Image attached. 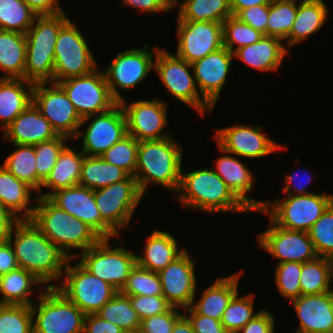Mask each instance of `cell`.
I'll return each instance as SVG.
<instances>
[{
    "mask_svg": "<svg viewBox=\"0 0 333 333\" xmlns=\"http://www.w3.org/2000/svg\"><path fill=\"white\" fill-rule=\"evenodd\" d=\"M7 240L13 248L19 268L34 274L43 283L62 277L63 269L70 258L53 244L31 219L17 220Z\"/></svg>",
    "mask_w": 333,
    "mask_h": 333,
    "instance_id": "obj_1",
    "label": "cell"
},
{
    "mask_svg": "<svg viewBox=\"0 0 333 333\" xmlns=\"http://www.w3.org/2000/svg\"><path fill=\"white\" fill-rule=\"evenodd\" d=\"M35 201L38 204L34 208L32 222L68 258L78 255L71 254V249L84 252L102 239L90 226L59 208L48 197H38Z\"/></svg>",
    "mask_w": 333,
    "mask_h": 333,
    "instance_id": "obj_2",
    "label": "cell"
},
{
    "mask_svg": "<svg viewBox=\"0 0 333 333\" xmlns=\"http://www.w3.org/2000/svg\"><path fill=\"white\" fill-rule=\"evenodd\" d=\"M182 148L172 137L139 141L134 177L143 195L151 183L178 191L183 171Z\"/></svg>",
    "mask_w": 333,
    "mask_h": 333,
    "instance_id": "obj_3",
    "label": "cell"
},
{
    "mask_svg": "<svg viewBox=\"0 0 333 333\" xmlns=\"http://www.w3.org/2000/svg\"><path fill=\"white\" fill-rule=\"evenodd\" d=\"M183 207L213 212L251 211L226 185V183L209 168L189 173L181 172V180L177 193Z\"/></svg>",
    "mask_w": 333,
    "mask_h": 333,
    "instance_id": "obj_4",
    "label": "cell"
},
{
    "mask_svg": "<svg viewBox=\"0 0 333 333\" xmlns=\"http://www.w3.org/2000/svg\"><path fill=\"white\" fill-rule=\"evenodd\" d=\"M69 18L65 12L37 16L26 36L25 80L54 82V49L61 26Z\"/></svg>",
    "mask_w": 333,
    "mask_h": 333,
    "instance_id": "obj_5",
    "label": "cell"
},
{
    "mask_svg": "<svg viewBox=\"0 0 333 333\" xmlns=\"http://www.w3.org/2000/svg\"><path fill=\"white\" fill-rule=\"evenodd\" d=\"M31 305L33 333H83L85 314L55 287H46Z\"/></svg>",
    "mask_w": 333,
    "mask_h": 333,
    "instance_id": "obj_6",
    "label": "cell"
},
{
    "mask_svg": "<svg viewBox=\"0 0 333 333\" xmlns=\"http://www.w3.org/2000/svg\"><path fill=\"white\" fill-rule=\"evenodd\" d=\"M333 203V195L309 193L305 195H287L283 201L265 203L259 212L269 214L278 226L291 230L309 232L312 225Z\"/></svg>",
    "mask_w": 333,
    "mask_h": 333,
    "instance_id": "obj_7",
    "label": "cell"
},
{
    "mask_svg": "<svg viewBox=\"0 0 333 333\" xmlns=\"http://www.w3.org/2000/svg\"><path fill=\"white\" fill-rule=\"evenodd\" d=\"M70 260L64 269L65 279L61 280L64 282L59 285L50 283L47 287H55L85 315L96 314L119 291L87 271L79 262L69 265Z\"/></svg>",
    "mask_w": 333,
    "mask_h": 333,
    "instance_id": "obj_8",
    "label": "cell"
},
{
    "mask_svg": "<svg viewBox=\"0 0 333 333\" xmlns=\"http://www.w3.org/2000/svg\"><path fill=\"white\" fill-rule=\"evenodd\" d=\"M97 68L88 43L70 19L60 28L54 49V83L91 73Z\"/></svg>",
    "mask_w": 333,
    "mask_h": 333,
    "instance_id": "obj_9",
    "label": "cell"
},
{
    "mask_svg": "<svg viewBox=\"0 0 333 333\" xmlns=\"http://www.w3.org/2000/svg\"><path fill=\"white\" fill-rule=\"evenodd\" d=\"M154 59V70L172 96L182 103L194 107L203 116L206 110L207 112L212 111L213 107L200 95L195 77L194 75L192 77L189 72L193 70L190 63L161 48Z\"/></svg>",
    "mask_w": 333,
    "mask_h": 333,
    "instance_id": "obj_10",
    "label": "cell"
},
{
    "mask_svg": "<svg viewBox=\"0 0 333 333\" xmlns=\"http://www.w3.org/2000/svg\"><path fill=\"white\" fill-rule=\"evenodd\" d=\"M112 248L109 238H102L95 246L81 253L79 263L87 271L121 291L137 264L136 254L122 246Z\"/></svg>",
    "mask_w": 333,
    "mask_h": 333,
    "instance_id": "obj_11",
    "label": "cell"
},
{
    "mask_svg": "<svg viewBox=\"0 0 333 333\" xmlns=\"http://www.w3.org/2000/svg\"><path fill=\"white\" fill-rule=\"evenodd\" d=\"M94 198L101 219L117 234L126 227L132 214L143 198L134 176L94 190Z\"/></svg>",
    "mask_w": 333,
    "mask_h": 333,
    "instance_id": "obj_12",
    "label": "cell"
},
{
    "mask_svg": "<svg viewBox=\"0 0 333 333\" xmlns=\"http://www.w3.org/2000/svg\"><path fill=\"white\" fill-rule=\"evenodd\" d=\"M58 84L64 89L79 116L85 117L110 110L118 102L112 97L103 70L70 77Z\"/></svg>",
    "mask_w": 333,
    "mask_h": 333,
    "instance_id": "obj_13",
    "label": "cell"
},
{
    "mask_svg": "<svg viewBox=\"0 0 333 333\" xmlns=\"http://www.w3.org/2000/svg\"><path fill=\"white\" fill-rule=\"evenodd\" d=\"M50 84L49 88L46 82L34 83L32 102L58 135L76 138L82 118L64 89L58 83Z\"/></svg>",
    "mask_w": 333,
    "mask_h": 333,
    "instance_id": "obj_14",
    "label": "cell"
},
{
    "mask_svg": "<svg viewBox=\"0 0 333 333\" xmlns=\"http://www.w3.org/2000/svg\"><path fill=\"white\" fill-rule=\"evenodd\" d=\"M147 48L148 43H145L142 49L125 50L114 58L108 68H104L103 73L110 93L118 103L124 98L117 88L129 90L136 87L146 78L151 69H154L153 57H156L160 48H155L153 52L148 51Z\"/></svg>",
    "mask_w": 333,
    "mask_h": 333,
    "instance_id": "obj_15",
    "label": "cell"
},
{
    "mask_svg": "<svg viewBox=\"0 0 333 333\" xmlns=\"http://www.w3.org/2000/svg\"><path fill=\"white\" fill-rule=\"evenodd\" d=\"M92 116L94 119L84 131L85 133L79 130L76 138L84 134L81 151L86 156H101L127 135L126 118L120 103H117L106 112L83 118L80 127Z\"/></svg>",
    "mask_w": 333,
    "mask_h": 333,
    "instance_id": "obj_16",
    "label": "cell"
},
{
    "mask_svg": "<svg viewBox=\"0 0 333 333\" xmlns=\"http://www.w3.org/2000/svg\"><path fill=\"white\" fill-rule=\"evenodd\" d=\"M176 56L192 64L223 47L222 23L177 21Z\"/></svg>",
    "mask_w": 333,
    "mask_h": 333,
    "instance_id": "obj_17",
    "label": "cell"
},
{
    "mask_svg": "<svg viewBox=\"0 0 333 333\" xmlns=\"http://www.w3.org/2000/svg\"><path fill=\"white\" fill-rule=\"evenodd\" d=\"M269 228L258 235L259 245L279 263L315 260L318 255L308 232L291 231L276 225L271 219Z\"/></svg>",
    "mask_w": 333,
    "mask_h": 333,
    "instance_id": "obj_18",
    "label": "cell"
},
{
    "mask_svg": "<svg viewBox=\"0 0 333 333\" xmlns=\"http://www.w3.org/2000/svg\"><path fill=\"white\" fill-rule=\"evenodd\" d=\"M55 205L90 226L101 238L118 236L102 219L94 198V190L82 185L42 193Z\"/></svg>",
    "mask_w": 333,
    "mask_h": 333,
    "instance_id": "obj_19",
    "label": "cell"
},
{
    "mask_svg": "<svg viewBox=\"0 0 333 333\" xmlns=\"http://www.w3.org/2000/svg\"><path fill=\"white\" fill-rule=\"evenodd\" d=\"M126 118L127 134L138 141L160 140L171 137L161 133L167 126V104L159 99L133 101L129 106L119 102Z\"/></svg>",
    "mask_w": 333,
    "mask_h": 333,
    "instance_id": "obj_20",
    "label": "cell"
},
{
    "mask_svg": "<svg viewBox=\"0 0 333 333\" xmlns=\"http://www.w3.org/2000/svg\"><path fill=\"white\" fill-rule=\"evenodd\" d=\"M261 130L259 125L255 127L234 125L217 130L215 138L222 153L249 159L261 158L285 148L266 137Z\"/></svg>",
    "mask_w": 333,
    "mask_h": 333,
    "instance_id": "obj_21",
    "label": "cell"
},
{
    "mask_svg": "<svg viewBox=\"0 0 333 333\" xmlns=\"http://www.w3.org/2000/svg\"><path fill=\"white\" fill-rule=\"evenodd\" d=\"M194 267L185 250L158 273L162 295L172 307L186 309L194 302L197 284Z\"/></svg>",
    "mask_w": 333,
    "mask_h": 333,
    "instance_id": "obj_22",
    "label": "cell"
},
{
    "mask_svg": "<svg viewBox=\"0 0 333 333\" xmlns=\"http://www.w3.org/2000/svg\"><path fill=\"white\" fill-rule=\"evenodd\" d=\"M233 58V53L222 47L191 64L199 92L213 108L229 76Z\"/></svg>",
    "mask_w": 333,
    "mask_h": 333,
    "instance_id": "obj_23",
    "label": "cell"
},
{
    "mask_svg": "<svg viewBox=\"0 0 333 333\" xmlns=\"http://www.w3.org/2000/svg\"><path fill=\"white\" fill-rule=\"evenodd\" d=\"M299 323L295 333H333V296L329 292L291 300Z\"/></svg>",
    "mask_w": 333,
    "mask_h": 333,
    "instance_id": "obj_24",
    "label": "cell"
},
{
    "mask_svg": "<svg viewBox=\"0 0 333 333\" xmlns=\"http://www.w3.org/2000/svg\"><path fill=\"white\" fill-rule=\"evenodd\" d=\"M4 133V139L23 145H36L59 136L33 102L15 118Z\"/></svg>",
    "mask_w": 333,
    "mask_h": 333,
    "instance_id": "obj_25",
    "label": "cell"
},
{
    "mask_svg": "<svg viewBox=\"0 0 333 333\" xmlns=\"http://www.w3.org/2000/svg\"><path fill=\"white\" fill-rule=\"evenodd\" d=\"M215 173L226 183L232 192L245 204L251 211L261 210L266 202H259L246 195L252 190L254 176L252 172L232 156H220L216 163Z\"/></svg>",
    "mask_w": 333,
    "mask_h": 333,
    "instance_id": "obj_26",
    "label": "cell"
},
{
    "mask_svg": "<svg viewBox=\"0 0 333 333\" xmlns=\"http://www.w3.org/2000/svg\"><path fill=\"white\" fill-rule=\"evenodd\" d=\"M287 53L288 50L282 45L281 39L263 36L257 43L235 50L233 56L244 61L249 67L263 72L277 70Z\"/></svg>",
    "mask_w": 333,
    "mask_h": 333,
    "instance_id": "obj_27",
    "label": "cell"
},
{
    "mask_svg": "<svg viewBox=\"0 0 333 333\" xmlns=\"http://www.w3.org/2000/svg\"><path fill=\"white\" fill-rule=\"evenodd\" d=\"M243 271L219 277L210 287L203 291L200 300L191 304V308L200 315L221 320L222 314L232 298L238 293V281Z\"/></svg>",
    "mask_w": 333,
    "mask_h": 333,
    "instance_id": "obj_28",
    "label": "cell"
},
{
    "mask_svg": "<svg viewBox=\"0 0 333 333\" xmlns=\"http://www.w3.org/2000/svg\"><path fill=\"white\" fill-rule=\"evenodd\" d=\"M33 86L34 83L25 79L0 78L1 130L4 131L32 103Z\"/></svg>",
    "mask_w": 333,
    "mask_h": 333,
    "instance_id": "obj_29",
    "label": "cell"
},
{
    "mask_svg": "<svg viewBox=\"0 0 333 333\" xmlns=\"http://www.w3.org/2000/svg\"><path fill=\"white\" fill-rule=\"evenodd\" d=\"M177 244L168 232L155 230L145 243L144 256L136 255L137 265L159 273L185 251V248L178 250Z\"/></svg>",
    "mask_w": 333,
    "mask_h": 333,
    "instance_id": "obj_30",
    "label": "cell"
},
{
    "mask_svg": "<svg viewBox=\"0 0 333 333\" xmlns=\"http://www.w3.org/2000/svg\"><path fill=\"white\" fill-rule=\"evenodd\" d=\"M32 187L18 180L4 166H0V202L19 220L31 219L35 206L29 207ZM25 212L23 213L22 211ZM21 212V216L19 213Z\"/></svg>",
    "mask_w": 333,
    "mask_h": 333,
    "instance_id": "obj_31",
    "label": "cell"
},
{
    "mask_svg": "<svg viewBox=\"0 0 333 333\" xmlns=\"http://www.w3.org/2000/svg\"><path fill=\"white\" fill-rule=\"evenodd\" d=\"M26 36L18 32L0 29L1 78L25 79Z\"/></svg>",
    "mask_w": 333,
    "mask_h": 333,
    "instance_id": "obj_32",
    "label": "cell"
},
{
    "mask_svg": "<svg viewBox=\"0 0 333 333\" xmlns=\"http://www.w3.org/2000/svg\"><path fill=\"white\" fill-rule=\"evenodd\" d=\"M300 2L292 29L286 38L288 47L299 44L319 31L328 16L324 1L302 0Z\"/></svg>",
    "mask_w": 333,
    "mask_h": 333,
    "instance_id": "obj_33",
    "label": "cell"
},
{
    "mask_svg": "<svg viewBox=\"0 0 333 333\" xmlns=\"http://www.w3.org/2000/svg\"><path fill=\"white\" fill-rule=\"evenodd\" d=\"M84 156L82 151L76 153L66 145L42 187L51 188L55 192L58 189L79 185Z\"/></svg>",
    "mask_w": 333,
    "mask_h": 333,
    "instance_id": "obj_34",
    "label": "cell"
},
{
    "mask_svg": "<svg viewBox=\"0 0 333 333\" xmlns=\"http://www.w3.org/2000/svg\"><path fill=\"white\" fill-rule=\"evenodd\" d=\"M129 174L120 167L104 161L100 156H84L79 185L97 190L125 180Z\"/></svg>",
    "mask_w": 333,
    "mask_h": 333,
    "instance_id": "obj_35",
    "label": "cell"
},
{
    "mask_svg": "<svg viewBox=\"0 0 333 333\" xmlns=\"http://www.w3.org/2000/svg\"><path fill=\"white\" fill-rule=\"evenodd\" d=\"M33 284H44L34 274L25 269L18 268L0 276V293L3 298L0 304L28 305L33 302L29 299Z\"/></svg>",
    "mask_w": 333,
    "mask_h": 333,
    "instance_id": "obj_36",
    "label": "cell"
},
{
    "mask_svg": "<svg viewBox=\"0 0 333 333\" xmlns=\"http://www.w3.org/2000/svg\"><path fill=\"white\" fill-rule=\"evenodd\" d=\"M178 11L177 21L223 23L232 16L230 0H185Z\"/></svg>",
    "mask_w": 333,
    "mask_h": 333,
    "instance_id": "obj_37",
    "label": "cell"
},
{
    "mask_svg": "<svg viewBox=\"0 0 333 333\" xmlns=\"http://www.w3.org/2000/svg\"><path fill=\"white\" fill-rule=\"evenodd\" d=\"M102 319L121 327L125 333L140 330L141 320L128 296L120 291L96 313Z\"/></svg>",
    "mask_w": 333,
    "mask_h": 333,
    "instance_id": "obj_38",
    "label": "cell"
},
{
    "mask_svg": "<svg viewBox=\"0 0 333 333\" xmlns=\"http://www.w3.org/2000/svg\"><path fill=\"white\" fill-rule=\"evenodd\" d=\"M24 0H0V29L26 34L36 17Z\"/></svg>",
    "mask_w": 333,
    "mask_h": 333,
    "instance_id": "obj_39",
    "label": "cell"
},
{
    "mask_svg": "<svg viewBox=\"0 0 333 333\" xmlns=\"http://www.w3.org/2000/svg\"><path fill=\"white\" fill-rule=\"evenodd\" d=\"M16 150L6 157L3 166L18 180L24 181L35 192L37 190V172L35 167L34 145L13 144Z\"/></svg>",
    "mask_w": 333,
    "mask_h": 333,
    "instance_id": "obj_40",
    "label": "cell"
},
{
    "mask_svg": "<svg viewBox=\"0 0 333 333\" xmlns=\"http://www.w3.org/2000/svg\"><path fill=\"white\" fill-rule=\"evenodd\" d=\"M298 0H273L269 4L267 36L285 41L288 37L298 10Z\"/></svg>",
    "mask_w": 333,
    "mask_h": 333,
    "instance_id": "obj_41",
    "label": "cell"
},
{
    "mask_svg": "<svg viewBox=\"0 0 333 333\" xmlns=\"http://www.w3.org/2000/svg\"><path fill=\"white\" fill-rule=\"evenodd\" d=\"M329 268L327 257L302 263L300 274L301 295H318L329 292Z\"/></svg>",
    "mask_w": 333,
    "mask_h": 333,
    "instance_id": "obj_42",
    "label": "cell"
},
{
    "mask_svg": "<svg viewBox=\"0 0 333 333\" xmlns=\"http://www.w3.org/2000/svg\"><path fill=\"white\" fill-rule=\"evenodd\" d=\"M253 298V294L239 297L238 293L232 298L220 320L227 333H237L259 313L253 312Z\"/></svg>",
    "mask_w": 333,
    "mask_h": 333,
    "instance_id": "obj_43",
    "label": "cell"
},
{
    "mask_svg": "<svg viewBox=\"0 0 333 333\" xmlns=\"http://www.w3.org/2000/svg\"><path fill=\"white\" fill-rule=\"evenodd\" d=\"M222 34L223 47L232 53L240 47L257 43L264 36L263 33L233 15L222 23Z\"/></svg>",
    "mask_w": 333,
    "mask_h": 333,
    "instance_id": "obj_44",
    "label": "cell"
},
{
    "mask_svg": "<svg viewBox=\"0 0 333 333\" xmlns=\"http://www.w3.org/2000/svg\"><path fill=\"white\" fill-rule=\"evenodd\" d=\"M69 138L59 135L58 137L34 145L36 159L35 167L37 172V191L41 192L42 184L49 176L55 166L57 158L63 148L67 145L64 140Z\"/></svg>",
    "mask_w": 333,
    "mask_h": 333,
    "instance_id": "obj_45",
    "label": "cell"
},
{
    "mask_svg": "<svg viewBox=\"0 0 333 333\" xmlns=\"http://www.w3.org/2000/svg\"><path fill=\"white\" fill-rule=\"evenodd\" d=\"M31 306L0 304V333H33Z\"/></svg>",
    "mask_w": 333,
    "mask_h": 333,
    "instance_id": "obj_46",
    "label": "cell"
},
{
    "mask_svg": "<svg viewBox=\"0 0 333 333\" xmlns=\"http://www.w3.org/2000/svg\"><path fill=\"white\" fill-rule=\"evenodd\" d=\"M139 141L127 134L120 141L106 150L100 157L117 167L125 170L129 175L134 176L137 164V150Z\"/></svg>",
    "mask_w": 333,
    "mask_h": 333,
    "instance_id": "obj_47",
    "label": "cell"
},
{
    "mask_svg": "<svg viewBox=\"0 0 333 333\" xmlns=\"http://www.w3.org/2000/svg\"><path fill=\"white\" fill-rule=\"evenodd\" d=\"M120 292L126 296L162 295V285L159 274L144 269L136 264Z\"/></svg>",
    "mask_w": 333,
    "mask_h": 333,
    "instance_id": "obj_48",
    "label": "cell"
},
{
    "mask_svg": "<svg viewBox=\"0 0 333 333\" xmlns=\"http://www.w3.org/2000/svg\"><path fill=\"white\" fill-rule=\"evenodd\" d=\"M308 233L318 257L333 256V203L312 225Z\"/></svg>",
    "mask_w": 333,
    "mask_h": 333,
    "instance_id": "obj_49",
    "label": "cell"
},
{
    "mask_svg": "<svg viewBox=\"0 0 333 333\" xmlns=\"http://www.w3.org/2000/svg\"><path fill=\"white\" fill-rule=\"evenodd\" d=\"M302 263L284 262L278 263L276 267L275 283L283 297L293 300L301 295L300 274Z\"/></svg>",
    "mask_w": 333,
    "mask_h": 333,
    "instance_id": "obj_50",
    "label": "cell"
},
{
    "mask_svg": "<svg viewBox=\"0 0 333 333\" xmlns=\"http://www.w3.org/2000/svg\"><path fill=\"white\" fill-rule=\"evenodd\" d=\"M128 297L140 320L163 314L172 307L163 295H135Z\"/></svg>",
    "mask_w": 333,
    "mask_h": 333,
    "instance_id": "obj_51",
    "label": "cell"
},
{
    "mask_svg": "<svg viewBox=\"0 0 333 333\" xmlns=\"http://www.w3.org/2000/svg\"><path fill=\"white\" fill-rule=\"evenodd\" d=\"M183 315L178 308L171 307L167 312L141 320V333H171L175 323Z\"/></svg>",
    "mask_w": 333,
    "mask_h": 333,
    "instance_id": "obj_52",
    "label": "cell"
},
{
    "mask_svg": "<svg viewBox=\"0 0 333 333\" xmlns=\"http://www.w3.org/2000/svg\"><path fill=\"white\" fill-rule=\"evenodd\" d=\"M235 17L267 36L269 4H260L240 10Z\"/></svg>",
    "mask_w": 333,
    "mask_h": 333,
    "instance_id": "obj_53",
    "label": "cell"
},
{
    "mask_svg": "<svg viewBox=\"0 0 333 333\" xmlns=\"http://www.w3.org/2000/svg\"><path fill=\"white\" fill-rule=\"evenodd\" d=\"M184 310L187 313L184 316L191 323L195 333H227L220 320L200 315L191 307Z\"/></svg>",
    "mask_w": 333,
    "mask_h": 333,
    "instance_id": "obj_54",
    "label": "cell"
},
{
    "mask_svg": "<svg viewBox=\"0 0 333 333\" xmlns=\"http://www.w3.org/2000/svg\"><path fill=\"white\" fill-rule=\"evenodd\" d=\"M275 318L267 310L262 309L237 333H275Z\"/></svg>",
    "mask_w": 333,
    "mask_h": 333,
    "instance_id": "obj_55",
    "label": "cell"
},
{
    "mask_svg": "<svg viewBox=\"0 0 333 333\" xmlns=\"http://www.w3.org/2000/svg\"><path fill=\"white\" fill-rule=\"evenodd\" d=\"M83 333H125V332L121 327L102 319L97 314H87L85 316Z\"/></svg>",
    "mask_w": 333,
    "mask_h": 333,
    "instance_id": "obj_56",
    "label": "cell"
},
{
    "mask_svg": "<svg viewBox=\"0 0 333 333\" xmlns=\"http://www.w3.org/2000/svg\"><path fill=\"white\" fill-rule=\"evenodd\" d=\"M13 248L8 240L0 242V276L18 269Z\"/></svg>",
    "mask_w": 333,
    "mask_h": 333,
    "instance_id": "obj_57",
    "label": "cell"
},
{
    "mask_svg": "<svg viewBox=\"0 0 333 333\" xmlns=\"http://www.w3.org/2000/svg\"><path fill=\"white\" fill-rule=\"evenodd\" d=\"M38 16L62 13L58 0H24Z\"/></svg>",
    "mask_w": 333,
    "mask_h": 333,
    "instance_id": "obj_58",
    "label": "cell"
},
{
    "mask_svg": "<svg viewBox=\"0 0 333 333\" xmlns=\"http://www.w3.org/2000/svg\"><path fill=\"white\" fill-rule=\"evenodd\" d=\"M122 4L137 7L147 13L169 12L170 9L163 0H122Z\"/></svg>",
    "mask_w": 333,
    "mask_h": 333,
    "instance_id": "obj_59",
    "label": "cell"
},
{
    "mask_svg": "<svg viewBox=\"0 0 333 333\" xmlns=\"http://www.w3.org/2000/svg\"><path fill=\"white\" fill-rule=\"evenodd\" d=\"M18 219L0 202V242L6 241Z\"/></svg>",
    "mask_w": 333,
    "mask_h": 333,
    "instance_id": "obj_60",
    "label": "cell"
},
{
    "mask_svg": "<svg viewBox=\"0 0 333 333\" xmlns=\"http://www.w3.org/2000/svg\"><path fill=\"white\" fill-rule=\"evenodd\" d=\"M305 171V170H304ZM296 176V175H295ZM294 175H287L286 176V178H285V183H284V188L281 190V191H283L284 193H286V194H288V195H295V196H297V195H305V194H309V192L305 189L306 188V186H301V182L302 181H300L299 180V184H294L295 185V194L293 193V192H291V190H292V188L293 187H291V185H292V183H293V181L294 180H296V178L297 177H295ZM298 176V175H297ZM312 181V179H311V177L309 176L308 178H307V180H305V182H306V185L307 184H309L310 182ZM297 185H299V186H297Z\"/></svg>",
    "mask_w": 333,
    "mask_h": 333,
    "instance_id": "obj_61",
    "label": "cell"
},
{
    "mask_svg": "<svg viewBox=\"0 0 333 333\" xmlns=\"http://www.w3.org/2000/svg\"><path fill=\"white\" fill-rule=\"evenodd\" d=\"M273 0H230L232 15L235 16L240 10L260 4H270Z\"/></svg>",
    "mask_w": 333,
    "mask_h": 333,
    "instance_id": "obj_62",
    "label": "cell"
},
{
    "mask_svg": "<svg viewBox=\"0 0 333 333\" xmlns=\"http://www.w3.org/2000/svg\"><path fill=\"white\" fill-rule=\"evenodd\" d=\"M171 333H195L191 323L183 316L175 323Z\"/></svg>",
    "mask_w": 333,
    "mask_h": 333,
    "instance_id": "obj_63",
    "label": "cell"
},
{
    "mask_svg": "<svg viewBox=\"0 0 333 333\" xmlns=\"http://www.w3.org/2000/svg\"><path fill=\"white\" fill-rule=\"evenodd\" d=\"M329 280H333V256L328 257ZM329 287V293L333 296V288Z\"/></svg>",
    "mask_w": 333,
    "mask_h": 333,
    "instance_id": "obj_64",
    "label": "cell"
},
{
    "mask_svg": "<svg viewBox=\"0 0 333 333\" xmlns=\"http://www.w3.org/2000/svg\"><path fill=\"white\" fill-rule=\"evenodd\" d=\"M164 3L169 7H175L177 5V0H163Z\"/></svg>",
    "mask_w": 333,
    "mask_h": 333,
    "instance_id": "obj_65",
    "label": "cell"
},
{
    "mask_svg": "<svg viewBox=\"0 0 333 333\" xmlns=\"http://www.w3.org/2000/svg\"><path fill=\"white\" fill-rule=\"evenodd\" d=\"M128 333H141L140 331H136V332H128Z\"/></svg>",
    "mask_w": 333,
    "mask_h": 333,
    "instance_id": "obj_66",
    "label": "cell"
}]
</instances>
